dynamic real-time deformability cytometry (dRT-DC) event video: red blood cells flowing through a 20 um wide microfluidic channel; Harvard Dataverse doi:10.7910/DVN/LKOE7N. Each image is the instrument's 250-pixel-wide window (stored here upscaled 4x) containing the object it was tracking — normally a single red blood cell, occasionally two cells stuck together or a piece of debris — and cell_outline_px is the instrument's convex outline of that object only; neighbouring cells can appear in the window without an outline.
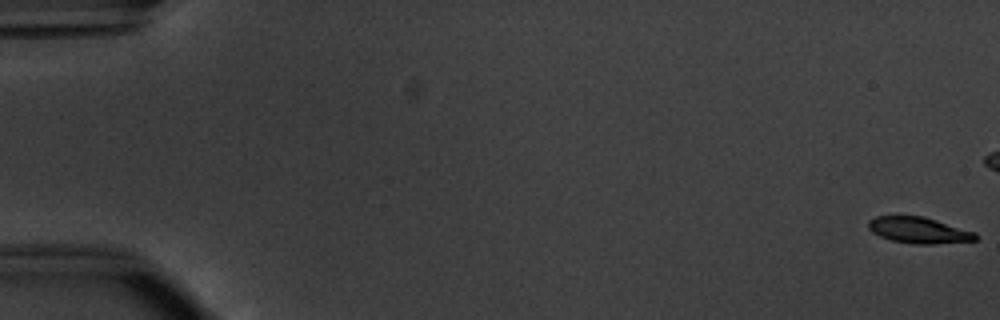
{"species": "common noctule bat (a hibernating species)", "species_latin": "Nyctalus noctula", "temperature_condition": "warm", "stored_images_in_passage": 55, "camera_frame_rate_fps": 3000, "um_per_image_px": 0.085, "animal": {"sex": "male", "body_mass_g": 20.1, "forearm_length_mm": 53.5}, "frame": {"image": 1, "passage_image": 1, "time_ms": 0.0, "image_size_px": [1000, 320], "cell_outline_px": [[980, 236], [976, 240], [932, 244], [912, 244], [892, 240], [880, 236], [872, 232], [868, 228], [868, 220], [876, 216], [924, 216], [976, 232]], "centroid_in_image_um": [78.11, 19.56], "position_along_channel_um": 6.9, "area_um2": 16.42}}
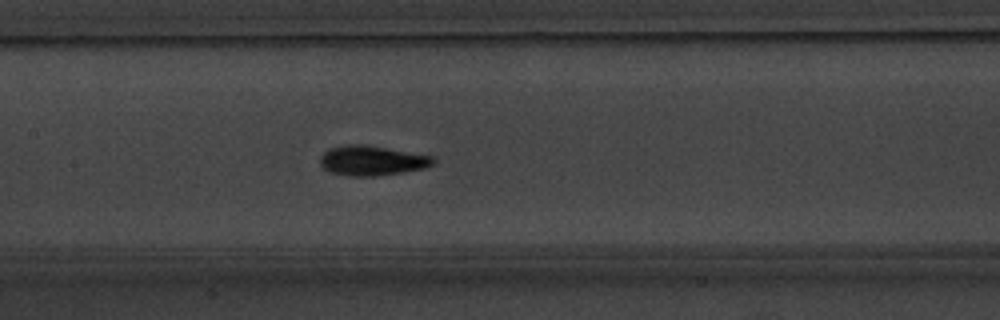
{"frame": {"image": 2, "passage_image": 27, "time_ms": 8.667, "image_size_px": [1000, 320], "cell_outline_px": [[436, 160], [432, 164], [424, 168], [376, 176], [348, 176], [332, 172], [324, 168], [320, 164], [320, 156], [328, 148], [344, 144], [364, 144], [432, 156]], "centroid_in_image_um": [31.57, 13.64], "position_along_channel_um": 175.8, "area_um2": 19.54}}
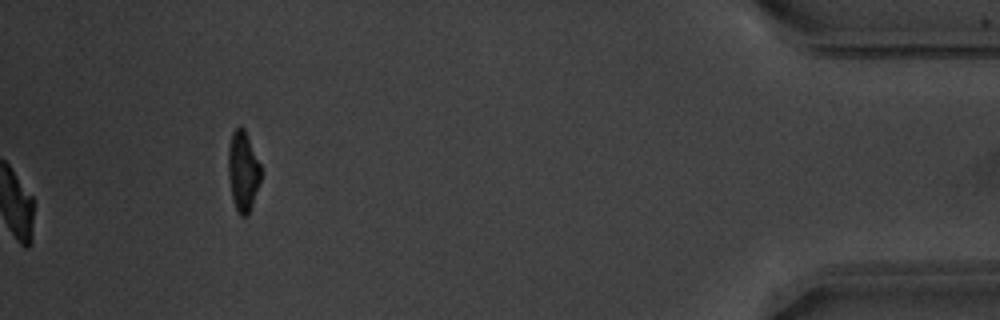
{"frame": {"image": 3, "passage_image": 55, "time_ms": 18.0, "image_size_px": [1000, 320], "cell_outline_px": [[260, 180], [248, 216], [240, 216], [236, 208], [232, 196], [228, 176], [228, 148], [232, 132], [236, 128], [244, 128], [260, 164]], "centroid_in_image_um": [20.64, 14.55], "position_along_channel_um": 414.6, "area_um2": 14.91}, "authors_computed_cell_mechanics": {"area_um2": 18.1492, "velocity_mm_per_s": 3.8107, "shape_relaxation_time_tau1_ms": 2.1782, "shape_relaxation_time_tau2_ms": 1.6373, "deformation_change_tau1": 0.1406, "deformation_change_tau2": 0.0567}}